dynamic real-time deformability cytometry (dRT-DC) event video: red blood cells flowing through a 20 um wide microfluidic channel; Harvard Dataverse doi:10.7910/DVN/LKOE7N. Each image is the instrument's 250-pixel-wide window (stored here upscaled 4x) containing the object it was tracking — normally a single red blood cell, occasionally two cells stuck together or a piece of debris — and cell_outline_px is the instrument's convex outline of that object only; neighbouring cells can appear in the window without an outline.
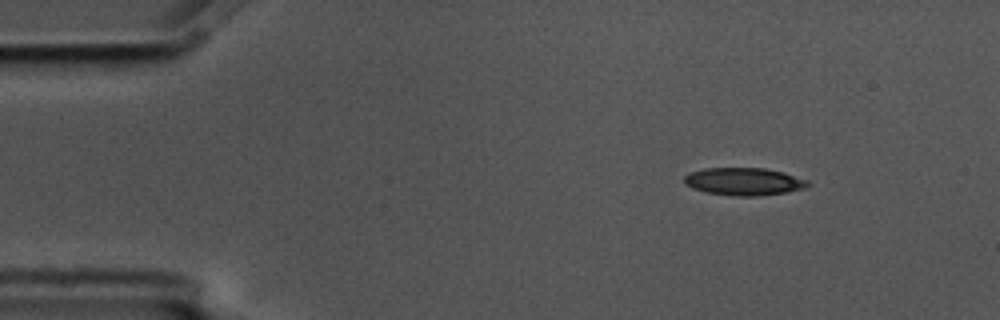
{"species": "common noctule bat (a hibernating species)", "species_latin": "Nyctalus noctula", "temperature_condition": "cold", "stored_images_in_passage": 3, "camera_frame_rate_fps": 3000, "um_per_image_px": 0.085, "animal": {"sex": "male", "body_mass_g": 17.5, "forearm_length_mm": 52.3}, "frame": {"image": 1, "passage_image": 1, "time_ms": 0.0, "image_size_px": [1000, 320], "cell_outline_px": [[812, 184], [804, 188], [784, 192], [756, 196], [732, 196], [704, 192], [692, 188], [684, 184], [684, 176], [692, 172], [704, 168], [764, 168], [784, 172], [808, 180]], "centroid_in_image_um": [63.22, 15.43], "position_along_channel_um": 21.8, "area_um2": 19.94}}